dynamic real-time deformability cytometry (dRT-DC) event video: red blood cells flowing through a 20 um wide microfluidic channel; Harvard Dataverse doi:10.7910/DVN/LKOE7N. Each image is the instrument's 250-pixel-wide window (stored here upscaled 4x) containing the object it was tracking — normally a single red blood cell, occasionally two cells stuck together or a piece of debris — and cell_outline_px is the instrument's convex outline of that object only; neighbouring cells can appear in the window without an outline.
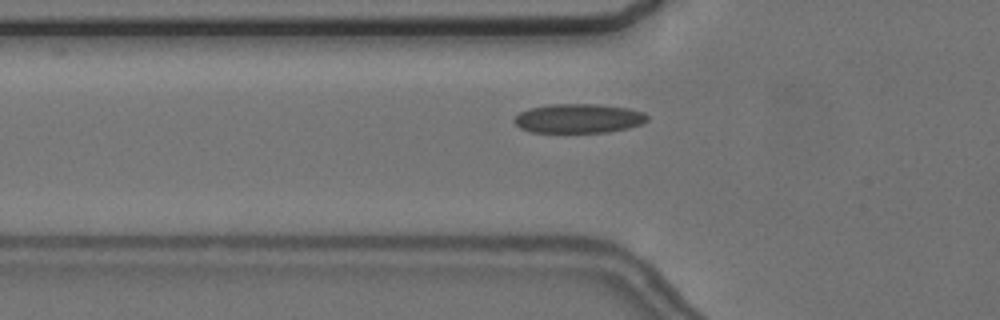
{"species": "common noctule bat (a hibernating species)", "species_latin": "Nyctalus noctula", "temperature_condition": "cold", "stored_images_in_passage": 43, "camera_frame_rate_fps": 3000, "um_per_image_px": 0.085, "animal": {"sex": "female", "body_mass_g": 24.6, "forearm_length_mm": 56.2}, "frame": {"image": 1, "passage_image": 6, "time_ms": 1.667, "image_size_px": [1000, 320], "cell_outline_px": [[648, 120], [640, 124], [628, 128], [608, 132], [532, 132], [520, 128], [512, 120], [520, 112], [528, 108], [552, 104], [600, 104], [628, 108], [644, 112], [648, 116]], "centroid_in_image_um": [49.18, 10.06], "position_along_channel_um": 76.6, "area_um2": 22.72}}
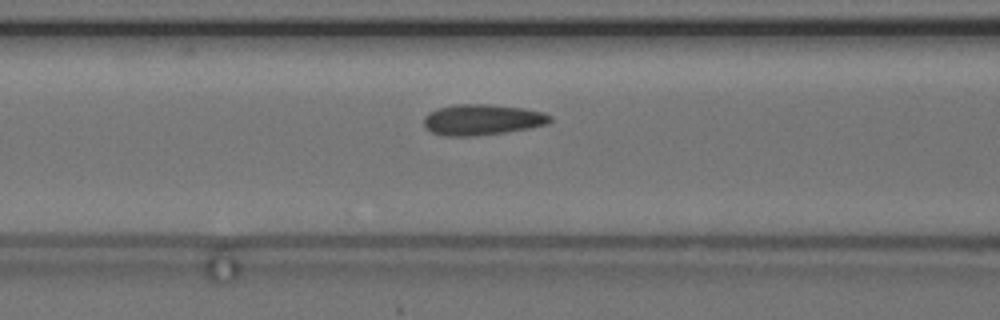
{"frame": {"image": 2, "passage_image": 10, "time_ms": 3.0, "image_size_px": [1000, 320], "cell_outline_px": [[552, 120], [548, 124], [528, 128], [504, 132], [476, 136], [444, 136], [432, 132], [424, 128], [424, 116], [428, 112], [440, 108], [456, 104], [492, 104], [524, 108], [544, 112], [552, 116]], "centroid_in_image_um": [40.99, 10.17], "position_along_channel_um": 125.6, "area_um2": 22.83}}
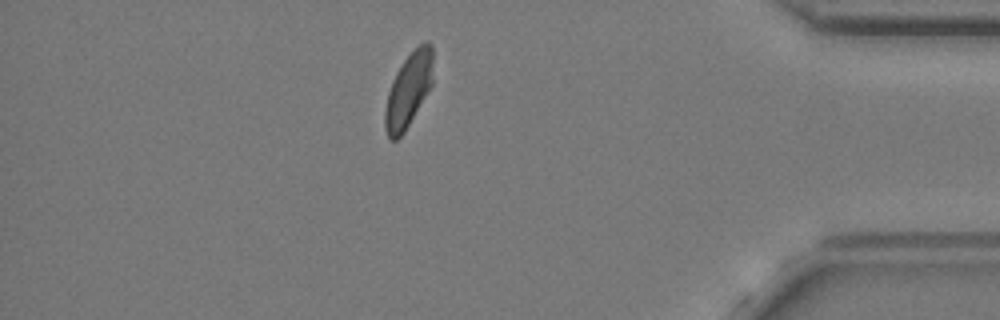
{"frame": {"image": 3, "passage_image": 36, "time_ms": 11.667, "image_size_px": [1000, 320], "cell_outline_px": [[432, 84], [404, 132], [396, 140], [388, 140], [384, 128], [384, 112], [388, 92], [392, 80], [396, 72], [404, 60], [420, 44], [428, 40], [432, 44]], "centroid_in_image_um": [34.69, 7.68], "position_along_channel_um": 400.5, "area_um2": 20.58}, "authors_computed_cell_mechanics": {"area_um2": 21.8484, "velocity_mm_per_s": 3.5992, "shape_relaxation_time_tau1_ms": null, "shape_relaxation_time_tau2_ms": 1.3919, "deformation_change_tau1": null, "deformation_change_tau2": 0.0823}}